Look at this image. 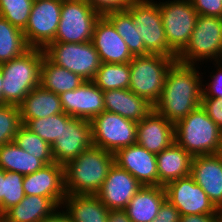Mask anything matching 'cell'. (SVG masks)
Returning <instances> with one entry per match:
<instances>
[{
	"label": "cell",
	"instance_id": "cell-1",
	"mask_svg": "<svg viewBox=\"0 0 222 222\" xmlns=\"http://www.w3.org/2000/svg\"><path fill=\"white\" fill-rule=\"evenodd\" d=\"M198 66L176 61L167 72L161 97L154 110L174 125L201 106L205 80Z\"/></svg>",
	"mask_w": 222,
	"mask_h": 222
},
{
	"label": "cell",
	"instance_id": "cell-2",
	"mask_svg": "<svg viewBox=\"0 0 222 222\" xmlns=\"http://www.w3.org/2000/svg\"><path fill=\"white\" fill-rule=\"evenodd\" d=\"M114 163V153L92 145L64 165L66 194L96 195Z\"/></svg>",
	"mask_w": 222,
	"mask_h": 222
},
{
	"label": "cell",
	"instance_id": "cell-3",
	"mask_svg": "<svg viewBox=\"0 0 222 222\" xmlns=\"http://www.w3.org/2000/svg\"><path fill=\"white\" fill-rule=\"evenodd\" d=\"M175 142L192 157L219 154L222 130L199 106L174 125Z\"/></svg>",
	"mask_w": 222,
	"mask_h": 222
},
{
	"label": "cell",
	"instance_id": "cell-4",
	"mask_svg": "<svg viewBox=\"0 0 222 222\" xmlns=\"http://www.w3.org/2000/svg\"><path fill=\"white\" fill-rule=\"evenodd\" d=\"M44 49L30 48L23 55L0 65L3 74V104L19 105L40 85Z\"/></svg>",
	"mask_w": 222,
	"mask_h": 222
},
{
	"label": "cell",
	"instance_id": "cell-5",
	"mask_svg": "<svg viewBox=\"0 0 222 222\" xmlns=\"http://www.w3.org/2000/svg\"><path fill=\"white\" fill-rule=\"evenodd\" d=\"M176 61L158 54L134 56L129 62V90L154 106L161 97L167 72Z\"/></svg>",
	"mask_w": 222,
	"mask_h": 222
},
{
	"label": "cell",
	"instance_id": "cell-6",
	"mask_svg": "<svg viewBox=\"0 0 222 222\" xmlns=\"http://www.w3.org/2000/svg\"><path fill=\"white\" fill-rule=\"evenodd\" d=\"M201 61H222L221 17L198 15L188 44L177 55V62L183 64L201 65Z\"/></svg>",
	"mask_w": 222,
	"mask_h": 222
},
{
	"label": "cell",
	"instance_id": "cell-7",
	"mask_svg": "<svg viewBox=\"0 0 222 222\" xmlns=\"http://www.w3.org/2000/svg\"><path fill=\"white\" fill-rule=\"evenodd\" d=\"M126 10L132 15L139 38L143 40L149 54L177 58V54L168 45L157 1L134 0Z\"/></svg>",
	"mask_w": 222,
	"mask_h": 222
},
{
	"label": "cell",
	"instance_id": "cell-8",
	"mask_svg": "<svg viewBox=\"0 0 222 222\" xmlns=\"http://www.w3.org/2000/svg\"><path fill=\"white\" fill-rule=\"evenodd\" d=\"M101 14L85 0H63L56 36L51 43L90 42Z\"/></svg>",
	"mask_w": 222,
	"mask_h": 222
},
{
	"label": "cell",
	"instance_id": "cell-9",
	"mask_svg": "<svg viewBox=\"0 0 222 222\" xmlns=\"http://www.w3.org/2000/svg\"><path fill=\"white\" fill-rule=\"evenodd\" d=\"M45 56L55 65L65 68L85 81H93L101 61L92 42L50 43Z\"/></svg>",
	"mask_w": 222,
	"mask_h": 222
},
{
	"label": "cell",
	"instance_id": "cell-10",
	"mask_svg": "<svg viewBox=\"0 0 222 222\" xmlns=\"http://www.w3.org/2000/svg\"><path fill=\"white\" fill-rule=\"evenodd\" d=\"M92 145L115 153L137 140V122L103 111L91 120Z\"/></svg>",
	"mask_w": 222,
	"mask_h": 222
},
{
	"label": "cell",
	"instance_id": "cell-11",
	"mask_svg": "<svg viewBox=\"0 0 222 222\" xmlns=\"http://www.w3.org/2000/svg\"><path fill=\"white\" fill-rule=\"evenodd\" d=\"M160 2V3H159ZM157 4L169 47L178 55L188 44L198 13L190 0H167Z\"/></svg>",
	"mask_w": 222,
	"mask_h": 222
},
{
	"label": "cell",
	"instance_id": "cell-12",
	"mask_svg": "<svg viewBox=\"0 0 222 222\" xmlns=\"http://www.w3.org/2000/svg\"><path fill=\"white\" fill-rule=\"evenodd\" d=\"M63 0L33 1L26 28L23 30L30 48L45 49L54 41L61 17Z\"/></svg>",
	"mask_w": 222,
	"mask_h": 222
},
{
	"label": "cell",
	"instance_id": "cell-13",
	"mask_svg": "<svg viewBox=\"0 0 222 222\" xmlns=\"http://www.w3.org/2000/svg\"><path fill=\"white\" fill-rule=\"evenodd\" d=\"M92 146L91 121L62 113V131L52 145L56 163L65 165Z\"/></svg>",
	"mask_w": 222,
	"mask_h": 222
},
{
	"label": "cell",
	"instance_id": "cell-14",
	"mask_svg": "<svg viewBox=\"0 0 222 222\" xmlns=\"http://www.w3.org/2000/svg\"><path fill=\"white\" fill-rule=\"evenodd\" d=\"M166 199L180 215L217 214L219 210L191 175L173 180L165 186Z\"/></svg>",
	"mask_w": 222,
	"mask_h": 222
},
{
	"label": "cell",
	"instance_id": "cell-15",
	"mask_svg": "<svg viewBox=\"0 0 222 222\" xmlns=\"http://www.w3.org/2000/svg\"><path fill=\"white\" fill-rule=\"evenodd\" d=\"M142 186L133 175L114 163L96 196L109 210H125Z\"/></svg>",
	"mask_w": 222,
	"mask_h": 222
},
{
	"label": "cell",
	"instance_id": "cell-16",
	"mask_svg": "<svg viewBox=\"0 0 222 222\" xmlns=\"http://www.w3.org/2000/svg\"><path fill=\"white\" fill-rule=\"evenodd\" d=\"M59 97L63 112L75 118L91 121L105 111L103 91L93 81H85Z\"/></svg>",
	"mask_w": 222,
	"mask_h": 222
},
{
	"label": "cell",
	"instance_id": "cell-17",
	"mask_svg": "<svg viewBox=\"0 0 222 222\" xmlns=\"http://www.w3.org/2000/svg\"><path fill=\"white\" fill-rule=\"evenodd\" d=\"M115 164L133 175L143 186H159L156 154L135 143L114 153Z\"/></svg>",
	"mask_w": 222,
	"mask_h": 222
},
{
	"label": "cell",
	"instance_id": "cell-18",
	"mask_svg": "<svg viewBox=\"0 0 222 222\" xmlns=\"http://www.w3.org/2000/svg\"><path fill=\"white\" fill-rule=\"evenodd\" d=\"M25 195H37L53 199L60 207L67 196L65 190L64 165L53 162L38 171L25 175Z\"/></svg>",
	"mask_w": 222,
	"mask_h": 222
},
{
	"label": "cell",
	"instance_id": "cell-19",
	"mask_svg": "<svg viewBox=\"0 0 222 222\" xmlns=\"http://www.w3.org/2000/svg\"><path fill=\"white\" fill-rule=\"evenodd\" d=\"M101 63H129L134 57L113 24L101 15L96 21L91 40Z\"/></svg>",
	"mask_w": 222,
	"mask_h": 222
},
{
	"label": "cell",
	"instance_id": "cell-20",
	"mask_svg": "<svg viewBox=\"0 0 222 222\" xmlns=\"http://www.w3.org/2000/svg\"><path fill=\"white\" fill-rule=\"evenodd\" d=\"M190 175L220 211L222 209V155L219 153L193 157Z\"/></svg>",
	"mask_w": 222,
	"mask_h": 222
},
{
	"label": "cell",
	"instance_id": "cell-21",
	"mask_svg": "<svg viewBox=\"0 0 222 222\" xmlns=\"http://www.w3.org/2000/svg\"><path fill=\"white\" fill-rule=\"evenodd\" d=\"M174 135V124L154 109L137 122L136 143L156 155L175 142Z\"/></svg>",
	"mask_w": 222,
	"mask_h": 222
},
{
	"label": "cell",
	"instance_id": "cell-22",
	"mask_svg": "<svg viewBox=\"0 0 222 222\" xmlns=\"http://www.w3.org/2000/svg\"><path fill=\"white\" fill-rule=\"evenodd\" d=\"M103 96L105 111L136 122L141 121L154 109L146 99L129 89L107 90L103 92Z\"/></svg>",
	"mask_w": 222,
	"mask_h": 222
},
{
	"label": "cell",
	"instance_id": "cell-23",
	"mask_svg": "<svg viewBox=\"0 0 222 222\" xmlns=\"http://www.w3.org/2000/svg\"><path fill=\"white\" fill-rule=\"evenodd\" d=\"M193 157L176 142L156 155L159 186L190 175Z\"/></svg>",
	"mask_w": 222,
	"mask_h": 222
},
{
	"label": "cell",
	"instance_id": "cell-24",
	"mask_svg": "<svg viewBox=\"0 0 222 222\" xmlns=\"http://www.w3.org/2000/svg\"><path fill=\"white\" fill-rule=\"evenodd\" d=\"M61 208L53 199L37 195H25L15 206L8 209L0 222H40Z\"/></svg>",
	"mask_w": 222,
	"mask_h": 222
},
{
	"label": "cell",
	"instance_id": "cell-25",
	"mask_svg": "<svg viewBox=\"0 0 222 222\" xmlns=\"http://www.w3.org/2000/svg\"><path fill=\"white\" fill-rule=\"evenodd\" d=\"M166 200L164 186H142L125 208L132 222L153 221Z\"/></svg>",
	"mask_w": 222,
	"mask_h": 222
},
{
	"label": "cell",
	"instance_id": "cell-26",
	"mask_svg": "<svg viewBox=\"0 0 222 222\" xmlns=\"http://www.w3.org/2000/svg\"><path fill=\"white\" fill-rule=\"evenodd\" d=\"M18 106L22 124H25L29 119L63 113L59 95L44 89L41 85L29 92Z\"/></svg>",
	"mask_w": 222,
	"mask_h": 222
},
{
	"label": "cell",
	"instance_id": "cell-27",
	"mask_svg": "<svg viewBox=\"0 0 222 222\" xmlns=\"http://www.w3.org/2000/svg\"><path fill=\"white\" fill-rule=\"evenodd\" d=\"M61 208L71 222H107L110 211L96 195L90 194H67Z\"/></svg>",
	"mask_w": 222,
	"mask_h": 222
},
{
	"label": "cell",
	"instance_id": "cell-28",
	"mask_svg": "<svg viewBox=\"0 0 222 222\" xmlns=\"http://www.w3.org/2000/svg\"><path fill=\"white\" fill-rule=\"evenodd\" d=\"M84 82L79 75L55 65L44 56L40 69V85L44 89L60 95L76 89Z\"/></svg>",
	"mask_w": 222,
	"mask_h": 222
},
{
	"label": "cell",
	"instance_id": "cell-29",
	"mask_svg": "<svg viewBox=\"0 0 222 222\" xmlns=\"http://www.w3.org/2000/svg\"><path fill=\"white\" fill-rule=\"evenodd\" d=\"M46 164L20 148L14 141L0 147V168L21 175L32 174Z\"/></svg>",
	"mask_w": 222,
	"mask_h": 222
},
{
	"label": "cell",
	"instance_id": "cell-30",
	"mask_svg": "<svg viewBox=\"0 0 222 222\" xmlns=\"http://www.w3.org/2000/svg\"><path fill=\"white\" fill-rule=\"evenodd\" d=\"M104 16L113 24L133 56L149 54L143 40L139 38L138 28L133 17L127 10L109 11Z\"/></svg>",
	"mask_w": 222,
	"mask_h": 222
},
{
	"label": "cell",
	"instance_id": "cell-31",
	"mask_svg": "<svg viewBox=\"0 0 222 222\" xmlns=\"http://www.w3.org/2000/svg\"><path fill=\"white\" fill-rule=\"evenodd\" d=\"M29 49L23 31L0 17V65L23 55Z\"/></svg>",
	"mask_w": 222,
	"mask_h": 222
},
{
	"label": "cell",
	"instance_id": "cell-32",
	"mask_svg": "<svg viewBox=\"0 0 222 222\" xmlns=\"http://www.w3.org/2000/svg\"><path fill=\"white\" fill-rule=\"evenodd\" d=\"M130 78L129 63H101L93 82L104 92L107 90L129 89Z\"/></svg>",
	"mask_w": 222,
	"mask_h": 222
},
{
	"label": "cell",
	"instance_id": "cell-33",
	"mask_svg": "<svg viewBox=\"0 0 222 222\" xmlns=\"http://www.w3.org/2000/svg\"><path fill=\"white\" fill-rule=\"evenodd\" d=\"M14 142L29 154L42 160L46 165L55 162L52 155V146L24 124L17 131Z\"/></svg>",
	"mask_w": 222,
	"mask_h": 222
},
{
	"label": "cell",
	"instance_id": "cell-34",
	"mask_svg": "<svg viewBox=\"0 0 222 222\" xmlns=\"http://www.w3.org/2000/svg\"><path fill=\"white\" fill-rule=\"evenodd\" d=\"M32 4V0H0V17L23 31L28 23Z\"/></svg>",
	"mask_w": 222,
	"mask_h": 222
},
{
	"label": "cell",
	"instance_id": "cell-35",
	"mask_svg": "<svg viewBox=\"0 0 222 222\" xmlns=\"http://www.w3.org/2000/svg\"><path fill=\"white\" fill-rule=\"evenodd\" d=\"M22 125L18 105H0V147L13 142L17 131Z\"/></svg>",
	"mask_w": 222,
	"mask_h": 222
},
{
	"label": "cell",
	"instance_id": "cell-36",
	"mask_svg": "<svg viewBox=\"0 0 222 222\" xmlns=\"http://www.w3.org/2000/svg\"><path fill=\"white\" fill-rule=\"evenodd\" d=\"M24 125L52 146L62 131V113L29 119Z\"/></svg>",
	"mask_w": 222,
	"mask_h": 222
},
{
	"label": "cell",
	"instance_id": "cell-37",
	"mask_svg": "<svg viewBox=\"0 0 222 222\" xmlns=\"http://www.w3.org/2000/svg\"><path fill=\"white\" fill-rule=\"evenodd\" d=\"M23 179L20 173L4 171V213L24 198Z\"/></svg>",
	"mask_w": 222,
	"mask_h": 222
},
{
	"label": "cell",
	"instance_id": "cell-38",
	"mask_svg": "<svg viewBox=\"0 0 222 222\" xmlns=\"http://www.w3.org/2000/svg\"><path fill=\"white\" fill-rule=\"evenodd\" d=\"M212 64H214L216 70L213 69L210 73L211 80L209 82H203L202 98H222V61L213 62Z\"/></svg>",
	"mask_w": 222,
	"mask_h": 222
},
{
	"label": "cell",
	"instance_id": "cell-39",
	"mask_svg": "<svg viewBox=\"0 0 222 222\" xmlns=\"http://www.w3.org/2000/svg\"><path fill=\"white\" fill-rule=\"evenodd\" d=\"M190 2L198 15L222 18L221 0H190Z\"/></svg>",
	"mask_w": 222,
	"mask_h": 222
},
{
	"label": "cell",
	"instance_id": "cell-40",
	"mask_svg": "<svg viewBox=\"0 0 222 222\" xmlns=\"http://www.w3.org/2000/svg\"><path fill=\"white\" fill-rule=\"evenodd\" d=\"M101 15L109 11L126 10L134 0H85Z\"/></svg>",
	"mask_w": 222,
	"mask_h": 222
},
{
	"label": "cell",
	"instance_id": "cell-41",
	"mask_svg": "<svg viewBox=\"0 0 222 222\" xmlns=\"http://www.w3.org/2000/svg\"><path fill=\"white\" fill-rule=\"evenodd\" d=\"M201 106L222 130V98H202Z\"/></svg>",
	"mask_w": 222,
	"mask_h": 222
},
{
	"label": "cell",
	"instance_id": "cell-42",
	"mask_svg": "<svg viewBox=\"0 0 222 222\" xmlns=\"http://www.w3.org/2000/svg\"><path fill=\"white\" fill-rule=\"evenodd\" d=\"M179 210L167 199L161 205L156 218L151 222H179Z\"/></svg>",
	"mask_w": 222,
	"mask_h": 222
},
{
	"label": "cell",
	"instance_id": "cell-43",
	"mask_svg": "<svg viewBox=\"0 0 222 222\" xmlns=\"http://www.w3.org/2000/svg\"><path fill=\"white\" fill-rule=\"evenodd\" d=\"M179 222H221L220 211L217 214L180 215Z\"/></svg>",
	"mask_w": 222,
	"mask_h": 222
},
{
	"label": "cell",
	"instance_id": "cell-44",
	"mask_svg": "<svg viewBox=\"0 0 222 222\" xmlns=\"http://www.w3.org/2000/svg\"><path fill=\"white\" fill-rule=\"evenodd\" d=\"M58 208L52 215L45 217L40 222H71L68 214L62 208Z\"/></svg>",
	"mask_w": 222,
	"mask_h": 222
},
{
	"label": "cell",
	"instance_id": "cell-45",
	"mask_svg": "<svg viewBox=\"0 0 222 222\" xmlns=\"http://www.w3.org/2000/svg\"><path fill=\"white\" fill-rule=\"evenodd\" d=\"M107 222H132L125 210H110Z\"/></svg>",
	"mask_w": 222,
	"mask_h": 222
},
{
	"label": "cell",
	"instance_id": "cell-46",
	"mask_svg": "<svg viewBox=\"0 0 222 222\" xmlns=\"http://www.w3.org/2000/svg\"><path fill=\"white\" fill-rule=\"evenodd\" d=\"M4 214V170L0 168V217Z\"/></svg>",
	"mask_w": 222,
	"mask_h": 222
},
{
	"label": "cell",
	"instance_id": "cell-47",
	"mask_svg": "<svg viewBox=\"0 0 222 222\" xmlns=\"http://www.w3.org/2000/svg\"><path fill=\"white\" fill-rule=\"evenodd\" d=\"M0 105H3V74L0 69Z\"/></svg>",
	"mask_w": 222,
	"mask_h": 222
},
{
	"label": "cell",
	"instance_id": "cell-48",
	"mask_svg": "<svg viewBox=\"0 0 222 222\" xmlns=\"http://www.w3.org/2000/svg\"><path fill=\"white\" fill-rule=\"evenodd\" d=\"M221 222H222V209L220 210Z\"/></svg>",
	"mask_w": 222,
	"mask_h": 222
}]
</instances>
